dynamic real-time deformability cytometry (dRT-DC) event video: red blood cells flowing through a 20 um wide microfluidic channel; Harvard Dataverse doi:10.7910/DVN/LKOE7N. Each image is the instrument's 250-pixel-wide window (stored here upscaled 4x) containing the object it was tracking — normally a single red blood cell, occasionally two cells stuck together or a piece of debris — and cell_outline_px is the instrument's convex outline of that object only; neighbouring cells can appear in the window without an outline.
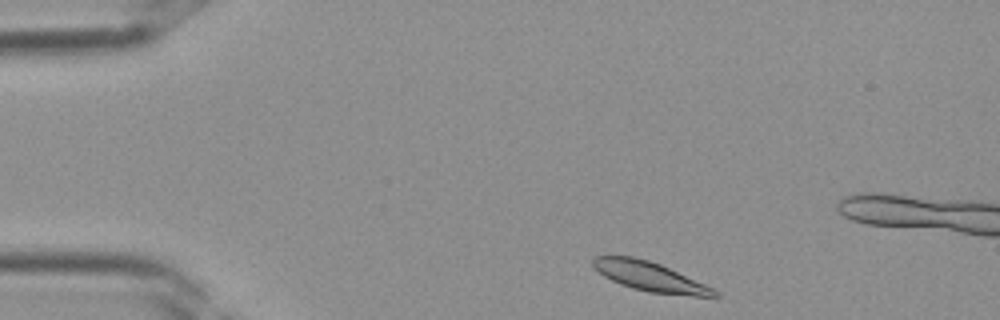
{"species": "Egyptian fruit bat (a non-hibernating species)", "species_latin": "Rousettus aegyptiacus", "temperature_condition": "room temperature", "stored_images_in_passage": 33, "camera_frame_rate_fps": 3000, "um_per_image_px": 0.085, "frame": {"image": 1, "passage_image": 1, "time_ms": 0.0, "image_size_px": [1000, 320], "cell_outline_px": [[720, 296], [692, 296], [648, 292], [632, 288], [620, 284], [604, 276], [592, 268], [592, 260], [596, 256], [632, 256], [648, 260], [660, 264], [704, 284], [720, 292]], "centroid_in_image_um": [55.2, 23.51], "position_along_channel_um": 29.8, "area_um2": 20.63}}
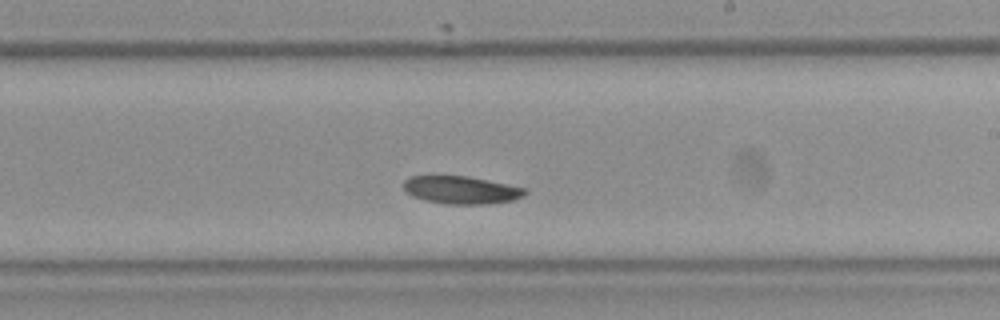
{"frame": {"image": 2, "passage_image": 17, "time_ms": 5.333, "image_size_px": [1000, 320], "cell_outline_px": [[528, 192], [524, 196], [512, 200], [488, 204], [444, 204], [424, 200], [412, 196], [404, 188], [404, 180], [408, 176], [468, 176], [528, 188]], "centroid_in_image_um": [39.23, 16.15], "position_along_channel_um": 249.8, "area_um2": 19.77}}
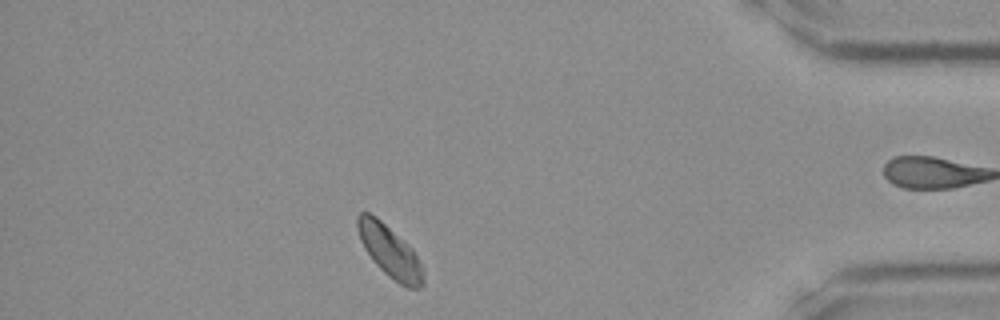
{"frame": {"image": 3, "passage_image": 28, "time_ms": 9.0, "image_size_px": [1000, 320], "cell_outline_px": [[424, 284], [420, 288], [408, 288], [400, 284], [388, 276], [372, 260], [364, 248], [360, 240], [356, 228], [356, 216], [360, 212], [368, 212], [376, 216], [408, 244], [412, 248], [424, 268]], "centroid_in_image_um": [33.13, 21.36], "position_along_channel_um": 402.1, "area_um2": 20.06}}